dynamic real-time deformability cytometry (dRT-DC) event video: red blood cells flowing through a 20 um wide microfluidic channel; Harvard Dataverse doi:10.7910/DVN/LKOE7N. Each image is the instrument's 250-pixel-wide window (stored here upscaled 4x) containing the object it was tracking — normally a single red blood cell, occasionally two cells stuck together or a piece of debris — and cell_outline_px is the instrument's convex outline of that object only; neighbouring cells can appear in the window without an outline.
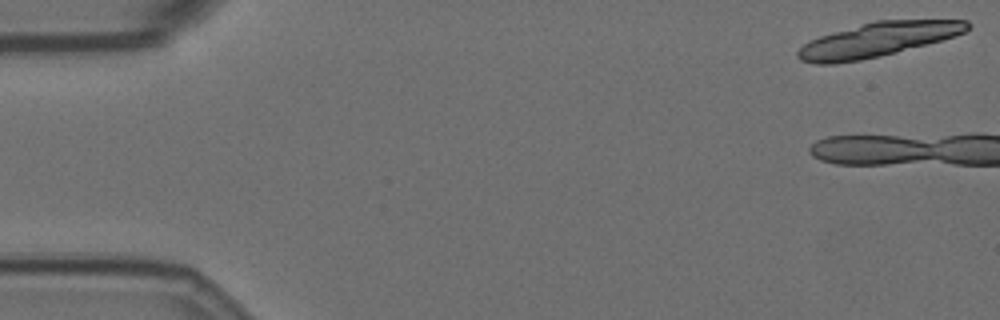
{"species": "Egyptian fruit bat (a non-hibernating species)", "species_latin": "Rousettus aegyptiacus", "temperature_condition": "room temperature", "stored_images_in_passage": 2, "camera_frame_rate_fps": 3000, "um_per_image_px": 0.085, "animal": {"sex": "female"}, "frame": {"image": 1, "passage_image": 1, "time_ms": 0.0, "image_size_px": [1000, 320], "cell_outline_px": [[972, 24], [964, 32], [956, 36], [896, 52], [880, 56], [860, 60], [836, 64], [816, 64], [800, 60], [796, 56], [796, 52], [804, 44], [820, 36], [876, 20], [968, 20]], "centroid_in_image_um": [74.61, 3.38], "position_along_channel_um": 10.4, "area_um2": 33.47}}